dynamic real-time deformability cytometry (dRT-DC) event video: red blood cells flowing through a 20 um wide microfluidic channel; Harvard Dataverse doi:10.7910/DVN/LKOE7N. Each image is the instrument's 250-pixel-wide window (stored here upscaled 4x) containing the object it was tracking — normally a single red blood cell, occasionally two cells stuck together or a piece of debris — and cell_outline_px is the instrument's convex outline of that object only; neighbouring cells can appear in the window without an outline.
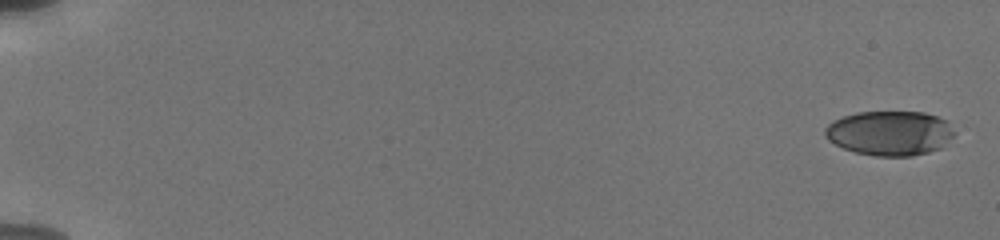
{"species": "human", "species_latin": "Homo sapiens", "temperature_condition": "cold", "stored_images_in_passage": 10, "camera_frame_rate_fps": 3000, "um_per_image_px": 0.085, "donor": {"sex": "male"}, "frame": {"image": 1, "passage_image": 1, "time_ms": 0.0, "image_size_px": [1000, 240], "cell_outline_px": [[956, 132], [940, 148], [928, 152], [912, 156], [876, 156], [856, 152], [844, 148], [828, 140], [824, 136], [824, 128], [832, 120], [856, 112], [924, 112], [948, 120]], "centroid_in_image_um": [75.63, 11.3], "position_along_channel_um": 9.4, "area_um2": 33.76}}
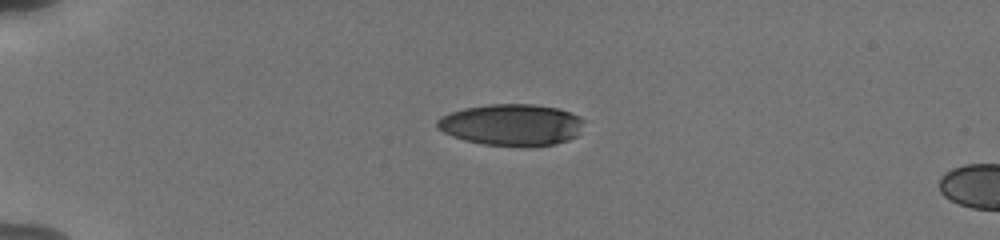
{"frame": {"image": 2, "passage_image": 6, "time_ms": 4.667, "image_size_px": [1000, 240], "cell_outline_px": [[584, 120], [580, 132], [576, 136], [568, 140], [556, 144], [528, 148], [520, 148], [484, 144], [464, 140], [452, 136], [436, 128], [436, 120], [452, 112], [464, 108], [488, 104], [536, 104], [560, 108], [580, 116]], "centroid_in_image_um": [43.53, 10.63], "position_along_channel_um": 41.5, "area_um2": 36.24}}